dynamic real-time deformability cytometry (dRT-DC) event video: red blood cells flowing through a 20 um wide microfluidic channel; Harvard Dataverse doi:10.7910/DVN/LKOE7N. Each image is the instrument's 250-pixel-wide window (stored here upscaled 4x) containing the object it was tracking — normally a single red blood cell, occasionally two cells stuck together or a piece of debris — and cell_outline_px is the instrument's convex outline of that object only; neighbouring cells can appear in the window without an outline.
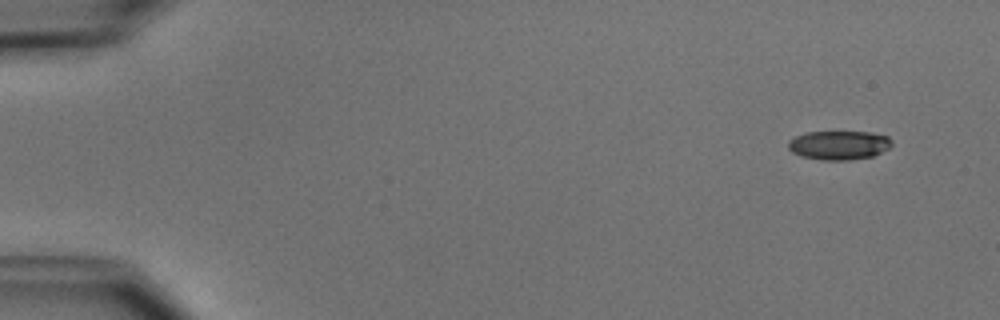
{"species": "common noctule bat (a hibernating species)", "species_latin": "Nyctalus noctula", "temperature_condition": "cold", "stored_images_in_passage": 4, "camera_frame_rate_fps": 3000, "um_per_image_px": 0.085, "animal": {"sex": "male", "body_mass_g": 15.6}, "frame": {"image": 1, "passage_image": 1, "time_ms": 0.0, "image_size_px": [1000, 320], "cell_outline_px": [[892, 144], [888, 148], [872, 156], [848, 160], [820, 160], [800, 156], [792, 152], [788, 148], [788, 140], [796, 136], [808, 132], [868, 132], [888, 136], [892, 140]], "centroid_in_image_um": [71.28, 12.34], "position_along_channel_um": 13.7, "area_um2": 17.46}}
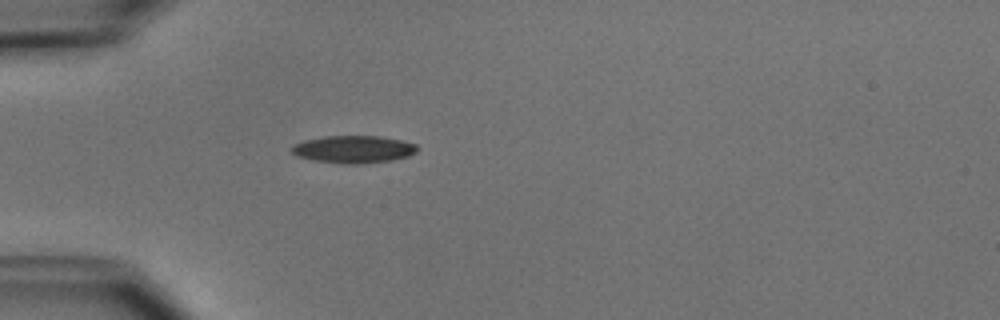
{"frame": {"image": 2, "passage_image": 4, "time_ms": 4.0, "image_size_px": [1000, 320], "cell_outline_px": [[420, 148], [416, 152], [408, 156], [392, 160], [360, 164], [344, 164], [312, 160], [296, 156], [292, 152], [292, 148], [296, 144], [308, 140], [324, 136], [380, 136], [400, 140], [416, 144]], "centroid_in_image_um": [30.09, 12.7], "position_along_channel_um": 54.9, "area_um2": 20.0}}